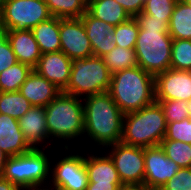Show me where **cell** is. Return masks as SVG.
<instances>
[{"label": "cell", "mask_w": 191, "mask_h": 190, "mask_svg": "<svg viewBox=\"0 0 191 190\" xmlns=\"http://www.w3.org/2000/svg\"><path fill=\"white\" fill-rule=\"evenodd\" d=\"M84 136L99 147L119 143L122 137L124 113L108 92L83 98Z\"/></svg>", "instance_id": "obj_1"}, {"label": "cell", "mask_w": 191, "mask_h": 190, "mask_svg": "<svg viewBox=\"0 0 191 190\" xmlns=\"http://www.w3.org/2000/svg\"><path fill=\"white\" fill-rule=\"evenodd\" d=\"M108 93L126 114L138 111L156 101L155 77L136 66L112 75Z\"/></svg>", "instance_id": "obj_2"}, {"label": "cell", "mask_w": 191, "mask_h": 190, "mask_svg": "<svg viewBox=\"0 0 191 190\" xmlns=\"http://www.w3.org/2000/svg\"><path fill=\"white\" fill-rule=\"evenodd\" d=\"M166 120L161 105L154 102L138 111L124 114L121 143L138 146H157L165 137Z\"/></svg>", "instance_id": "obj_3"}, {"label": "cell", "mask_w": 191, "mask_h": 190, "mask_svg": "<svg viewBox=\"0 0 191 190\" xmlns=\"http://www.w3.org/2000/svg\"><path fill=\"white\" fill-rule=\"evenodd\" d=\"M45 108L49 138L71 141L84 133L83 99L61 92ZM68 139V140H67Z\"/></svg>", "instance_id": "obj_4"}, {"label": "cell", "mask_w": 191, "mask_h": 190, "mask_svg": "<svg viewBox=\"0 0 191 190\" xmlns=\"http://www.w3.org/2000/svg\"><path fill=\"white\" fill-rule=\"evenodd\" d=\"M172 43L168 29L139 28L134 47L138 66L154 77L169 70Z\"/></svg>", "instance_id": "obj_5"}, {"label": "cell", "mask_w": 191, "mask_h": 190, "mask_svg": "<svg viewBox=\"0 0 191 190\" xmlns=\"http://www.w3.org/2000/svg\"><path fill=\"white\" fill-rule=\"evenodd\" d=\"M43 151L32 148L22 155L8 157L2 177L23 189L41 188L51 178L52 164Z\"/></svg>", "instance_id": "obj_6"}, {"label": "cell", "mask_w": 191, "mask_h": 190, "mask_svg": "<svg viewBox=\"0 0 191 190\" xmlns=\"http://www.w3.org/2000/svg\"><path fill=\"white\" fill-rule=\"evenodd\" d=\"M112 74L103 58L90 56L72 60L70 80L63 91L79 98L108 92ZM84 95V96H83Z\"/></svg>", "instance_id": "obj_7"}, {"label": "cell", "mask_w": 191, "mask_h": 190, "mask_svg": "<svg viewBox=\"0 0 191 190\" xmlns=\"http://www.w3.org/2000/svg\"><path fill=\"white\" fill-rule=\"evenodd\" d=\"M53 17L45 0H1L0 31L32 30Z\"/></svg>", "instance_id": "obj_8"}, {"label": "cell", "mask_w": 191, "mask_h": 190, "mask_svg": "<svg viewBox=\"0 0 191 190\" xmlns=\"http://www.w3.org/2000/svg\"><path fill=\"white\" fill-rule=\"evenodd\" d=\"M111 147V148H110ZM122 184L144 185L145 148L130 146L121 142L106 147Z\"/></svg>", "instance_id": "obj_9"}, {"label": "cell", "mask_w": 191, "mask_h": 190, "mask_svg": "<svg viewBox=\"0 0 191 190\" xmlns=\"http://www.w3.org/2000/svg\"><path fill=\"white\" fill-rule=\"evenodd\" d=\"M50 185L67 190H86L89 183L85 167V156L78 153L63 156L51 166Z\"/></svg>", "instance_id": "obj_10"}, {"label": "cell", "mask_w": 191, "mask_h": 190, "mask_svg": "<svg viewBox=\"0 0 191 190\" xmlns=\"http://www.w3.org/2000/svg\"><path fill=\"white\" fill-rule=\"evenodd\" d=\"M144 158V186L148 190H160L180 169L174 161L166 157L160 145L146 147Z\"/></svg>", "instance_id": "obj_11"}, {"label": "cell", "mask_w": 191, "mask_h": 190, "mask_svg": "<svg viewBox=\"0 0 191 190\" xmlns=\"http://www.w3.org/2000/svg\"><path fill=\"white\" fill-rule=\"evenodd\" d=\"M60 41L62 51L71 60L93 56L91 42L80 18H60Z\"/></svg>", "instance_id": "obj_12"}, {"label": "cell", "mask_w": 191, "mask_h": 190, "mask_svg": "<svg viewBox=\"0 0 191 190\" xmlns=\"http://www.w3.org/2000/svg\"><path fill=\"white\" fill-rule=\"evenodd\" d=\"M156 100L191 99V71L169 70L155 76Z\"/></svg>", "instance_id": "obj_13"}, {"label": "cell", "mask_w": 191, "mask_h": 190, "mask_svg": "<svg viewBox=\"0 0 191 190\" xmlns=\"http://www.w3.org/2000/svg\"><path fill=\"white\" fill-rule=\"evenodd\" d=\"M72 67V60L62 51L41 54L34 70L62 92L66 89Z\"/></svg>", "instance_id": "obj_14"}, {"label": "cell", "mask_w": 191, "mask_h": 190, "mask_svg": "<svg viewBox=\"0 0 191 190\" xmlns=\"http://www.w3.org/2000/svg\"><path fill=\"white\" fill-rule=\"evenodd\" d=\"M80 19L85 26L94 56L102 58L116 47V36L113 33L115 26L93 17L88 11Z\"/></svg>", "instance_id": "obj_15"}, {"label": "cell", "mask_w": 191, "mask_h": 190, "mask_svg": "<svg viewBox=\"0 0 191 190\" xmlns=\"http://www.w3.org/2000/svg\"><path fill=\"white\" fill-rule=\"evenodd\" d=\"M19 92L32 106L46 107L62 91L33 69L21 85Z\"/></svg>", "instance_id": "obj_16"}, {"label": "cell", "mask_w": 191, "mask_h": 190, "mask_svg": "<svg viewBox=\"0 0 191 190\" xmlns=\"http://www.w3.org/2000/svg\"><path fill=\"white\" fill-rule=\"evenodd\" d=\"M0 149L8 157L22 155L32 149L24 139L17 119L0 113Z\"/></svg>", "instance_id": "obj_17"}, {"label": "cell", "mask_w": 191, "mask_h": 190, "mask_svg": "<svg viewBox=\"0 0 191 190\" xmlns=\"http://www.w3.org/2000/svg\"><path fill=\"white\" fill-rule=\"evenodd\" d=\"M1 32L8 39L17 62L27 64L34 69L39 62L41 52L32 30H7Z\"/></svg>", "instance_id": "obj_18"}, {"label": "cell", "mask_w": 191, "mask_h": 190, "mask_svg": "<svg viewBox=\"0 0 191 190\" xmlns=\"http://www.w3.org/2000/svg\"><path fill=\"white\" fill-rule=\"evenodd\" d=\"M24 139L32 148H39L49 139L44 107L32 106L19 120Z\"/></svg>", "instance_id": "obj_19"}, {"label": "cell", "mask_w": 191, "mask_h": 190, "mask_svg": "<svg viewBox=\"0 0 191 190\" xmlns=\"http://www.w3.org/2000/svg\"><path fill=\"white\" fill-rule=\"evenodd\" d=\"M88 184H122L119 174L108 154L85 157Z\"/></svg>", "instance_id": "obj_20"}, {"label": "cell", "mask_w": 191, "mask_h": 190, "mask_svg": "<svg viewBox=\"0 0 191 190\" xmlns=\"http://www.w3.org/2000/svg\"><path fill=\"white\" fill-rule=\"evenodd\" d=\"M32 32L41 54L60 51V18L53 16L44 22H40L32 29Z\"/></svg>", "instance_id": "obj_21"}, {"label": "cell", "mask_w": 191, "mask_h": 190, "mask_svg": "<svg viewBox=\"0 0 191 190\" xmlns=\"http://www.w3.org/2000/svg\"><path fill=\"white\" fill-rule=\"evenodd\" d=\"M87 11L93 17L113 26L131 18L129 13L115 0H87Z\"/></svg>", "instance_id": "obj_22"}, {"label": "cell", "mask_w": 191, "mask_h": 190, "mask_svg": "<svg viewBox=\"0 0 191 190\" xmlns=\"http://www.w3.org/2000/svg\"><path fill=\"white\" fill-rule=\"evenodd\" d=\"M168 33L173 39L191 40V5L177 1L168 24Z\"/></svg>", "instance_id": "obj_23"}, {"label": "cell", "mask_w": 191, "mask_h": 190, "mask_svg": "<svg viewBox=\"0 0 191 190\" xmlns=\"http://www.w3.org/2000/svg\"><path fill=\"white\" fill-rule=\"evenodd\" d=\"M33 68L29 65L16 62L0 73V92L19 91Z\"/></svg>", "instance_id": "obj_24"}, {"label": "cell", "mask_w": 191, "mask_h": 190, "mask_svg": "<svg viewBox=\"0 0 191 190\" xmlns=\"http://www.w3.org/2000/svg\"><path fill=\"white\" fill-rule=\"evenodd\" d=\"M102 58L112 75L121 70L138 66L135 49L116 46Z\"/></svg>", "instance_id": "obj_25"}, {"label": "cell", "mask_w": 191, "mask_h": 190, "mask_svg": "<svg viewBox=\"0 0 191 190\" xmlns=\"http://www.w3.org/2000/svg\"><path fill=\"white\" fill-rule=\"evenodd\" d=\"M52 16L62 19L81 18L87 11V0H45Z\"/></svg>", "instance_id": "obj_26"}, {"label": "cell", "mask_w": 191, "mask_h": 190, "mask_svg": "<svg viewBox=\"0 0 191 190\" xmlns=\"http://www.w3.org/2000/svg\"><path fill=\"white\" fill-rule=\"evenodd\" d=\"M31 103L19 92H0V113L19 120L30 108Z\"/></svg>", "instance_id": "obj_27"}, {"label": "cell", "mask_w": 191, "mask_h": 190, "mask_svg": "<svg viewBox=\"0 0 191 190\" xmlns=\"http://www.w3.org/2000/svg\"><path fill=\"white\" fill-rule=\"evenodd\" d=\"M166 157L180 168L191 167V144L175 140H162L159 144Z\"/></svg>", "instance_id": "obj_28"}, {"label": "cell", "mask_w": 191, "mask_h": 190, "mask_svg": "<svg viewBox=\"0 0 191 190\" xmlns=\"http://www.w3.org/2000/svg\"><path fill=\"white\" fill-rule=\"evenodd\" d=\"M171 68L191 71V40L173 39Z\"/></svg>", "instance_id": "obj_29"}, {"label": "cell", "mask_w": 191, "mask_h": 190, "mask_svg": "<svg viewBox=\"0 0 191 190\" xmlns=\"http://www.w3.org/2000/svg\"><path fill=\"white\" fill-rule=\"evenodd\" d=\"M113 33L116 36V46L134 49L139 33L137 21L131 17L128 21L115 26Z\"/></svg>", "instance_id": "obj_30"}, {"label": "cell", "mask_w": 191, "mask_h": 190, "mask_svg": "<svg viewBox=\"0 0 191 190\" xmlns=\"http://www.w3.org/2000/svg\"><path fill=\"white\" fill-rule=\"evenodd\" d=\"M163 110L166 124L189 118L188 103L181 100H156Z\"/></svg>", "instance_id": "obj_31"}, {"label": "cell", "mask_w": 191, "mask_h": 190, "mask_svg": "<svg viewBox=\"0 0 191 190\" xmlns=\"http://www.w3.org/2000/svg\"><path fill=\"white\" fill-rule=\"evenodd\" d=\"M178 0H146L142 13L164 19L168 24Z\"/></svg>", "instance_id": "obj_32"}, {"label": "cell", "mask_w": 191, "mask_h": 190, "mask_svg": "<svg viewBox=\"0 0 191 190\" xmlns=\"http://www.w3.org/2000/svg\"><path fill=\"white\" fill-rule=\"evenodd\" d=\"M163 140H175L191 144V118L168 123Z\"/></svg>", "instance_id": "obj_33"}, {"label": "cell", "mask_w": 191, "mask_h": 190, "mask_svg": "<svg viewBox=\"0 0 191 190\" xmlns=\"http://www.w3.org/2000/svg\"><path fill=\"white\" fill-rule=\"evenodd\" d=\"M160 190H191V167L180 168Z\"/></svg>", "instance_id": "obj_34"}, {"label": "cell", "mask_w": 191, "mask_h": 190, "mask_svg": "<svg viewBox=\"0 0 191 190\" xmlns=\"http://www.w3.org/2000/svg\"><path fill=\"white\" fill-rule=\"evenodd\" d=\"M17 62L16 56L6 36L0 32V73Z\"/></svg>", "instance_id": "obj_35"}, {"label": "cell", "mask_w": 191, "mask_h": 190, "mask_svg": "<svg viewBox=\"0 0 191 190\" xmlns=\"http://www.w3.org/2000/svg\"><path fill=\"white\" fill-rule=\"evenodd\" d=\"M139 28L168 29L164 19H157L152 15L140 13L134 16Z\"/></svg>", "instance_id": "obj_36"}, {"label": "cell", "mask_w": 191, "mask_h": 190, "mask_svg": "<svg viewBox=\"0 0 191 190\" xmlns=\"http://www.w3.org/2000/svg\"><path fill=\"white\" fill-rule=\"evenodd\" d=\"M118 2L131 17L140 14L145 5V0H115Z\"/></svg>", "instance_id": "obj_37"}, {"label": "cell", "mask_w": 191, "mask_h": 190, "mask_svg": "<svg viewBox=\"0 0 191 190\" xmlns=\"http://www.w3.org/2000/svg\"><path fill=\"white\" fill-rule=\"evenodd\" d=\"M123 184H87L86 190H118Z\"/></svg>", "instance_id": "obj_38"}, {"label": "cell", "mask_w": 191, "mask_h": 190, "mask_svg": "<svg viewBox=\"0 0 191 190\" xmlns=\"http://www.w3.org/2000/svg\"><path fill=\"white\" fill-rule=\"evenodd\" d=\"M0 190H24L23 188L10 182L8 179L0 178Z\"/></svg>", "instance_id": "obj_39"}, {"label": "cell", "mask_w": 191, "mask_h": 190, "mask_svg": "<svg viewBox=\"0 0 191 190\" xmlns=\"http://www.w3.org/2000/svg\"><path fill=\"white\" fill-rule=\"evenodd\" d=\"M118 190H148L144 185H121Z\"/></svg>", "instance_id": "obj_40"}, {"label": "cell", "mask_w": 191, "mask_h": 190, "mask_svg": "<svg viewBox=\"0 0 191 190\" xmlns=\"http://www.w3.org/2000/svg\"><path fill=\"white\" fill-rule=\"evenodd\" d=\"M8 156L0 149V178L3 176L4 166Z\"/></svg>", "instance_id": "obj_41"}, {"label": "cell", "mask_w": 191, "mask_h": 190, "mask_svg": "<svg viewBox=\"0 0 191 190\" xmlns=\"http://www.w3.org/2000/svg\"><path fill=\"white\" fill-rule=\"evenodd\" d=\"M53 187V188H52ZM51 188H47L48 190H67V189H64L62 187H58V186H52Z\"/></svg>", "instance_id": "obj_42"}, {"label": "cell", "mask_w": 191, "mask_h": 190, "mask_svg": "<svg viewBox=\"0 0 191 190\" xmlns=\"http://www.w3.org/2000/svg\"><path fill=\"white\" fill-rule=\"evenodd\" d=\"M188 103V111H189V117L191 118V99L187 101Z\"/></svg>", "instance_id": "obj_43"}, {"label": "cell", "mask_w": 191, "mask_h": 190, "mask_svg": "<svg viewBox=\"0 0 191 190\" xmlns=\"http://www.w3.org/2000/svg\"><path fill=\"white\" fill-rule=\"evenodd\" d=\"M24 190H48L46 187H42V188H35V189H24Z\"/></svg>", "instance_id": "obj_44"}, {"label": "cell", "mask_w": 191, "mask_h": 190, "mask_svg": "<svg viewBox=\"0 0 191 190\" xmlns=\"http://www.w3.org/2000/svg\"><path fill=\"white\" fill-rule=\"evenodd\" d=\"M179 1H181V2H184V3H186V4H190V5H191V0H179Z\"/></svg>", "instance_id": "obj_45"}]
</instances>
